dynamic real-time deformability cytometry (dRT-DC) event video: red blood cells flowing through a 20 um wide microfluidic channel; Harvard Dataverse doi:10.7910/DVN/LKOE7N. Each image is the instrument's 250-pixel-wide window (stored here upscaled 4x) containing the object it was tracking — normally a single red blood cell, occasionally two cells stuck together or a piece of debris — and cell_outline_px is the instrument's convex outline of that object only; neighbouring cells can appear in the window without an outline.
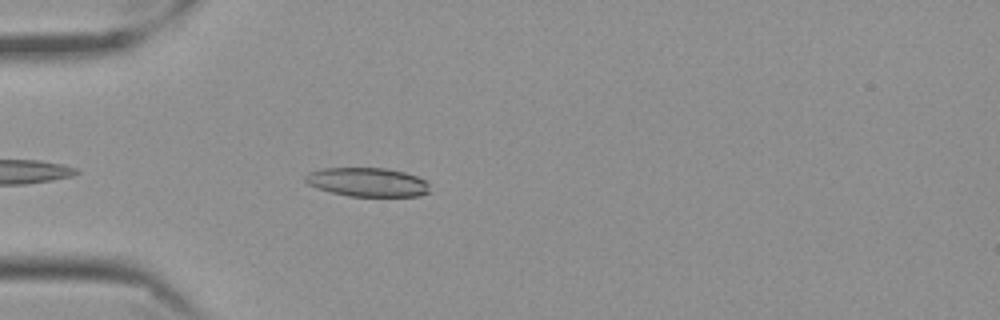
{"species": "Egyptian fruit bat (a non-hibernating species)", "species_latin": "Rousettus aegyptiacus", "temperature_condition": "cold", "stored_images_in_passage": 31, "camera_frame_rate_fps": 3000, "um_per_image_px": 0.085, "frame": {"image": 1, "passage_image": 5, "time_ms": 1.333, "image_size_px": [1000, 320], "cell_outline_px": [[428, 192], [420, 196], [348, 196], [316, 188], [308, 184], [304, 180], [304, 176], [308, 172], [324, 168], [384, 168], [404, 172], [416, 176], [424, 180], [428, 184]], "centroid_in_image_um": [31.19, 15.48], "position_along_channel_um": 53.8, "area_um2": 20.87}}
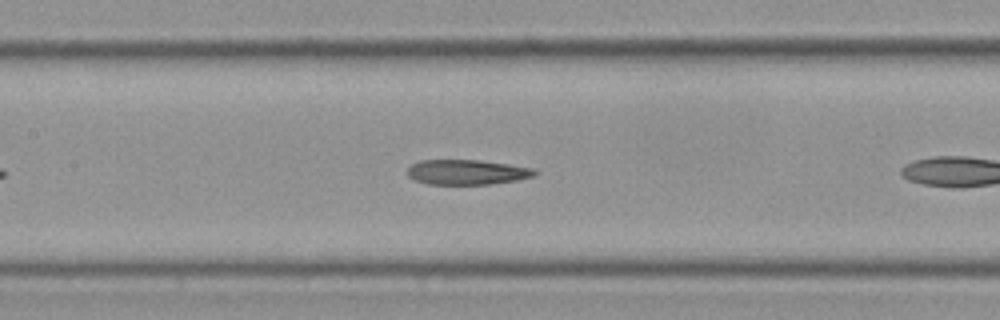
{"frame": {"image": 2, "passage_image": 12, "time_ms": 3.667, "image_size_px": [1000, 320], "cell_outline_px": [[536, 176], [516, 180], [488, 184], [428, 184], [416, 180], [408, 176], [408, 168], [412, 164], [420, 160], [480, 160], [536, 168]], "centroid_in_image_um": [39.72, 14.62], "position_along_channel_um": 167.7, "area_um2": 18.5}}
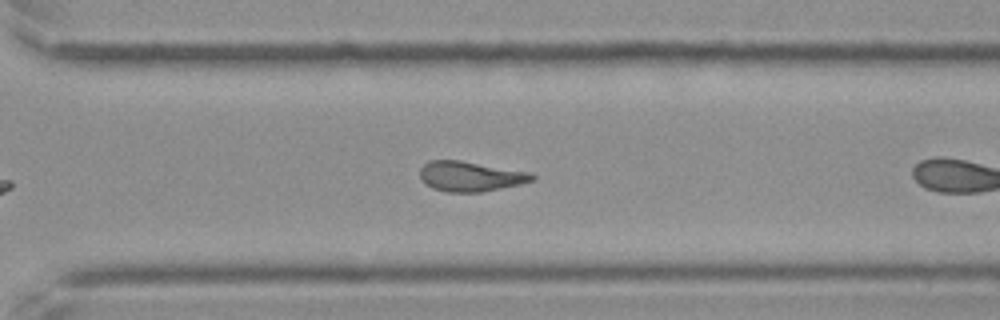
{"frame": {"image": 3, "passage_image": 26, "time_ms": 8.333, "image_size_px": [1000, 320], "cell_outline_px": [[536, 176], [532, 180], [520, 184], [480, 192], [444, 192], [432, 188], [424, 184], [420, 180], [420, 168], [428, 160], [460, 160], [528, 172]], "centroid_in_image_um": [39.9, 14.99], "position_along_channel_um": 330.7, "area_um2": 19.59}}